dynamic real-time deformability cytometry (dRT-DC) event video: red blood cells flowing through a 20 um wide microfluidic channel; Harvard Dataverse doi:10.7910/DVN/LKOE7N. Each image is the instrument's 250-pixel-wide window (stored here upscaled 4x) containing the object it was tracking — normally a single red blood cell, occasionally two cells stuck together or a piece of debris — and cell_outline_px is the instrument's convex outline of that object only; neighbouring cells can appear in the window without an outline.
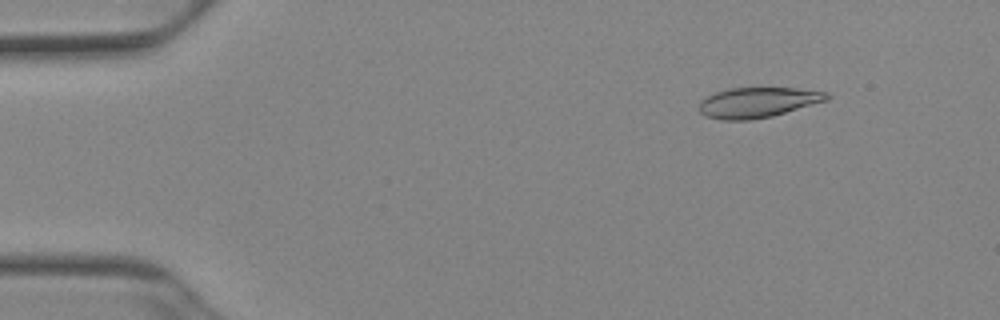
{"species": "Egyptian fruit bat (a non-hibernating species)", "species_latin": "Rousettus aegyptiacus", "temperature_condition": "cold", "stored_images_in_passage": 51, "camera_frame_rate_fps": 3000, "um_per_image_px": 0.085, "animal": {"sex": "female"}, "frame": {"image": 1, "passage_image": 6, "time_ms": 1.667, "image_size_px": [1000, 320], "cell_outline_px": [[832, 96], [828, 100], [772, 116], [752, 120], [720, 120], [704, 116], [700, 112], [700, 100], [716, 92], [728, 88], [796, 88], [828, 92]], "centroid_in_image_um": [64.42, 8.71], "position_along_channel_um": 20.6, "area_um2": 22.6}}
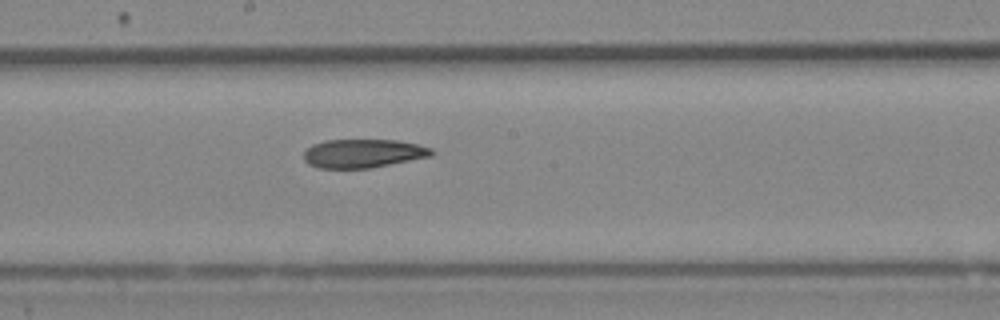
{"frame": {"image": 2, "passage_image": 28, "time_ms": 9.0, "image_size_px": [1000, 320], "cell_outline_px": [[436, 152], [432, 156], [372, 168], [320, 168], [308, 164], [304, 160], [304, 152], [312, 144], [324, 140], [396, 140], [416, 144], [432, 148]], "centroid_in_image_um": [30.88, 13.04], "position_along_channel_um": 217.3, "area_um2": 21.44}}
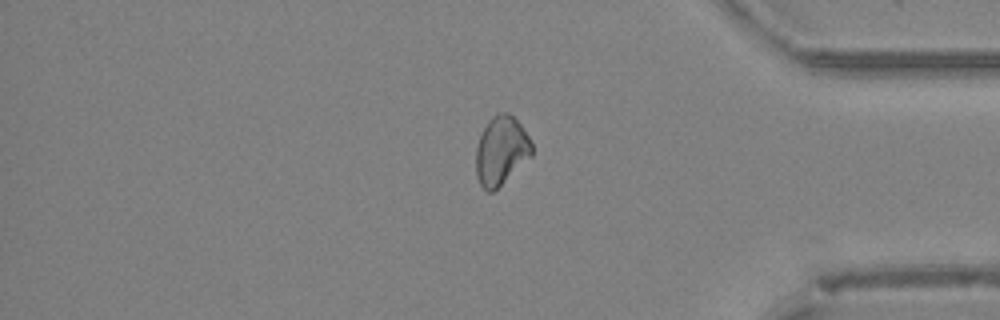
{"frame": {"image": 3, "passage_image": 43, "time_ms": 14.0, "image_size_px": [1000, 320], "cell_outline_px": [[532, 156], [492, 192], [488, 192], [480, 184], [476, 176], [476, 148], [480, 136], [484, 128], [492, 116], [496, 112], [508, 112], [520, 124], [528, 136], [532, 144]], "centroid_in_image_um": [42.59, 12.79], "position_along_channel_um": 392.6, "area_um2": 22.14}}